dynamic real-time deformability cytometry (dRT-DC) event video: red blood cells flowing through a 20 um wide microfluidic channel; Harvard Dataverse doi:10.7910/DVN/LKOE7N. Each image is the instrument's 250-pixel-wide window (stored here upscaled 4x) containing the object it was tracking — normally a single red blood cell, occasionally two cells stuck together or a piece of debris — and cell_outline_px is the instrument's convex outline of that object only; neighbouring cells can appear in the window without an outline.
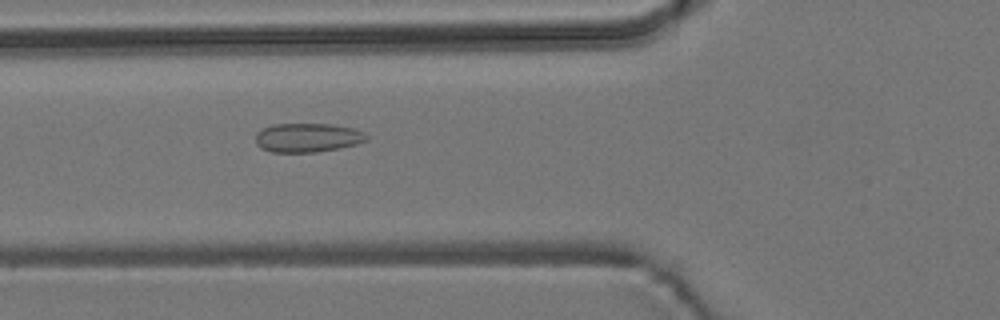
{"species": "common noctule bat (a hibernating species)", "species_latin": "Nyctalus noctula", "temperature_condition": "room temperature", "stored_images_in_passage": 3, "camera_frame_rate_fps": 3000, "um_per_image_px": 0.085, "animal": {"sex": "male", "body_mass_g": 19.2, "forearm_length_mm": 51.8}, "frame": {"image": 1, "passage_image": 3, "time_ms": 2.333, "image_size_px": [1000, 320], "cell_outline_px": [[368, 140], [356, 144], [340, 148], [316, 152], [272, 152], [260, 148], [256, 144], [256, 132], [272, 124], [332, 124], [352, 128], [364, 132], [368, 136]], "centroid_in_image_um": [26.14, 11.7], "position_along_channel_um": 99.7, "area_um2": 18.84}}